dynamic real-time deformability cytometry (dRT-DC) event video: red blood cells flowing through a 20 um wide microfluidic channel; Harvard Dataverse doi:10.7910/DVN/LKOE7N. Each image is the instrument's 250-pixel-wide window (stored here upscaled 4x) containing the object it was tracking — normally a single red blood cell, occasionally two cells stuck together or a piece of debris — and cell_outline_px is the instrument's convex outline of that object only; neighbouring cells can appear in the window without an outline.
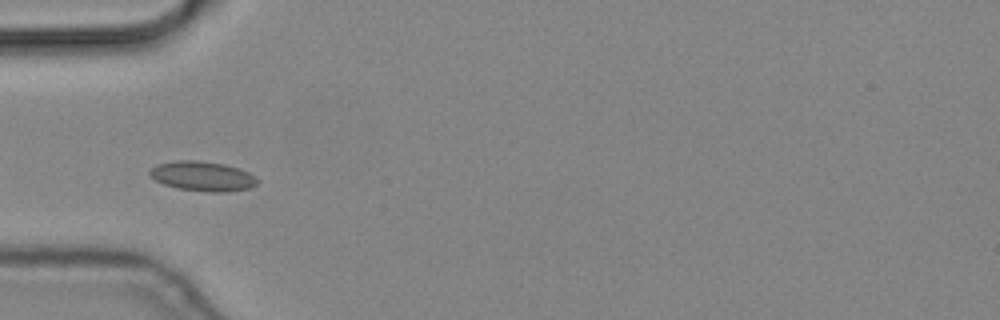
{"species": "common noctule bat (a hibernating species)", "species_latin": "Nyctalus noctula", "temperature_condition": "cold", "stored_images_in_passage": 7, "camera_frame_rate_fps": 3000, "um_per_image_px": 0.085, "animal": {"sex": "male", "body_mass_g": 19.2, "forearm_length_mm": 51.8}, "frame": {"image": 1, "passage_image": 5, "time_ms": 1.333, "image_size_px": [1000, 320], "cell_outline_px": [[256, 184], [248, 188], [228, 192], [208, 192], [180, 188], [164, 184], [156, 180], [148, 172], [152, 168], [160, 164], [176, 160], [196, 160], [224, 164], [240, 168], [248, 172], [256, 180]], "centroid_in_image_um": [17.22, 14.97], "position_along_channel_um": 67.8, "area_um2": 18.26}}
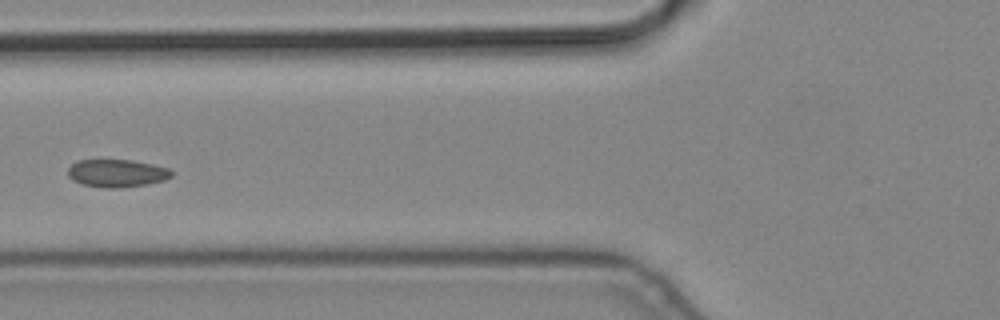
{"frame": {"image": 2, "passage_image": 6, "time_ms": 1.667, "image_size_px": [1000, 320], "cell_outline_px": [[172, 176], [164, 180], [148, 184], [112, 188], [104, 188], [84, 184], [72, 180], [68, 176], [68, 168], [76, 160], [132, 160], [152, 164], [168, 168], [172, 172]], "centroid_in_image_um": [9.92, 14.71], "position_along_channel_um": 115.9, "area_um2": 16.65}}
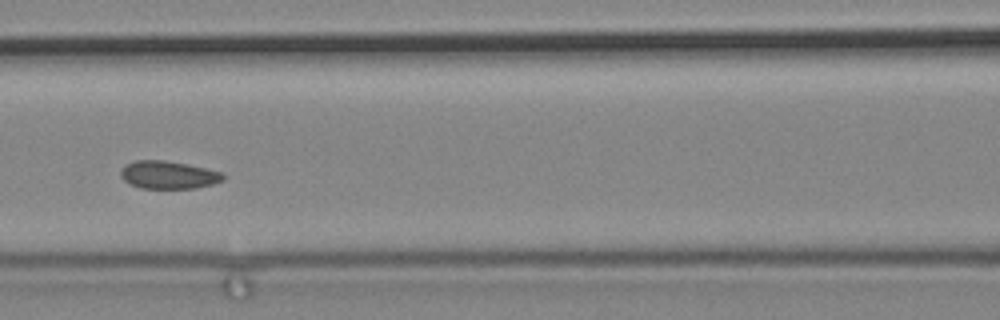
{"frame": {"image": 3, "passage_image": 7, "time_ms": 2.0, "image_size_px": [1000, 320], "cell_outline_px": [[224, 180], [212, 184], [196, 188], [140, 188], [128, 184], [120, 176], [120, 172], [128, 164], [136, 160], [164, 160], [204, 168], [220, 172], [224, 176]], "centroid_in_image_um": [14.29, 14.88], "position_along_channel_um": 152.3, "area_um2": 16.36}}